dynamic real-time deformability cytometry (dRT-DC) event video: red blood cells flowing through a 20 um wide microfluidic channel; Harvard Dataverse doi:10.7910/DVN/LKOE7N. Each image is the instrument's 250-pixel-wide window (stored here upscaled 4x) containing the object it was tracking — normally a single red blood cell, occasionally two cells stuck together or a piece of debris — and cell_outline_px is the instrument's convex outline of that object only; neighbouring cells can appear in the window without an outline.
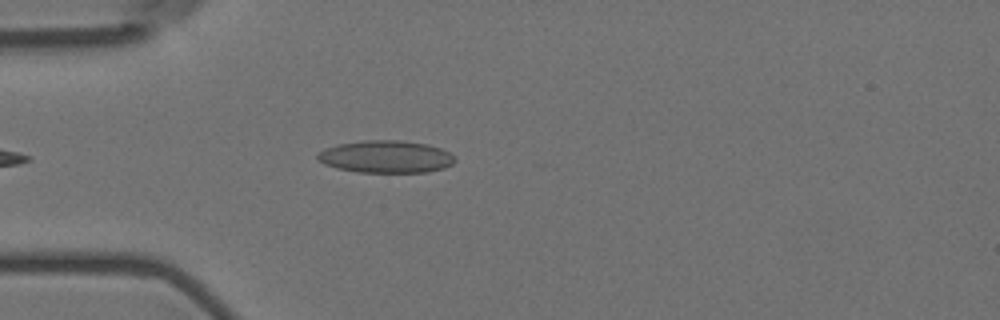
{"species": "Egyptian fruit bat (a non-hibernating species)", "species_latin": "Rousettus aegyptiacus", "temperature_condition": "room temperature", "stored_images_in_passage": 11, "camera_frame_rate_fps": 3000, "um_per_image_px": 0.085, "animal": {"sex": "female"}, "frame": {"image": 1, "passage_image": 6, "time_ms": 1.667, "image_size_px": [1000, 320], "cell_outline_px": [[456, 160], [452, 164], [444, 168], [428, 172], [356, 172], [336, 168], [324, 164], [316, 160], [316, 156], [324, 148], [336, 144], [364, 140], [400, 140], [428, 144], [440, 148], [448, 152]], "centroid_in_image_um": [32.76, 13.32], "position_along_channel_um": 52.2, "area_um2": 26.07}}
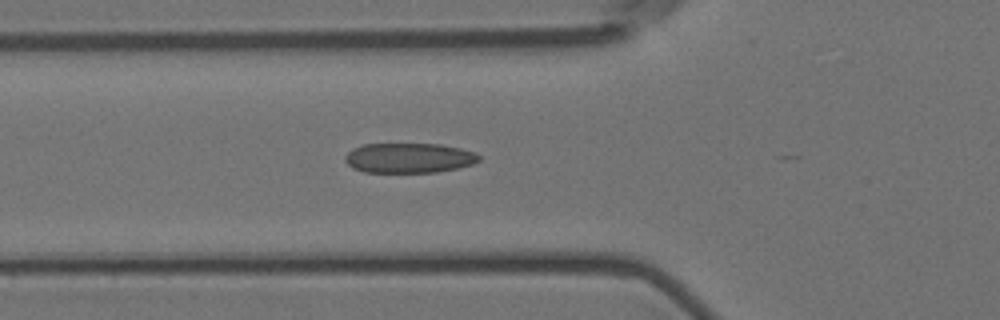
{"frame": {"image": 2, "passage_image": 10, "time_ms": 3.0, "image_size_px": [1000, 320], "cell_outline_px": [[480, 160], [472, 164], [456, 168], [436, 172], [364, 172], [352, 168], [344, 160], [344, 156], [352, 148], [360, 144], [440, 144], [460, 148], [476, 152], [480, 156]], "centroid_in_image_um": [34.73, 13.42], "position_along_channel_um": 91.1, "area_um2": 23.47}}